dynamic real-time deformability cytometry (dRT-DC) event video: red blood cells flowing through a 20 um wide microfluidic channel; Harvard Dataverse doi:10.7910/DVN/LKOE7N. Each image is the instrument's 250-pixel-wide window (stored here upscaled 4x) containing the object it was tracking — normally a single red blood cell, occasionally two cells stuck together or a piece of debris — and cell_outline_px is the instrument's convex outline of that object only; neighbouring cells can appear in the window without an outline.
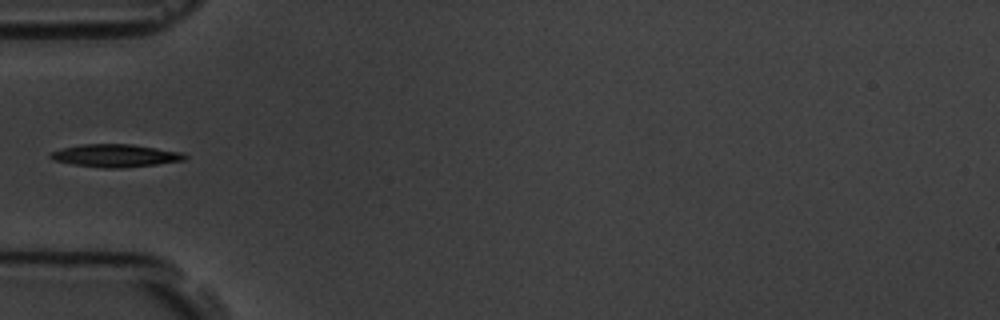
{"species": "common noctule bat (a hibernating species)", "species_latin": "Nyctalus noctula", "temperature_condition": "room temperature", "stored_images_in_passage": 9, "camera_frame_rate_fps": 3000, "um_per_image_px": 0.085, "animal": {"sex": "male", "body_mass_g": 19.5, "forearm_length_mm": 54.6}, "frame": {"image": 1, "passage_image": 6, "time_ms": 6.667, "image_size_px": [1000, 320], "cell_outline_px": [[188, 156], [184, 160], [156, 164], [120, 168], [104, 168], [72, 164], [52, 160], [48, 156], [52, 152], [64, 148], [84, 144], [132, 144], [184, 152]], "centroid_in_image_um": [9.84, 13.23], "position_along_channel_um": 75.2, "area_um2": 17.74}}
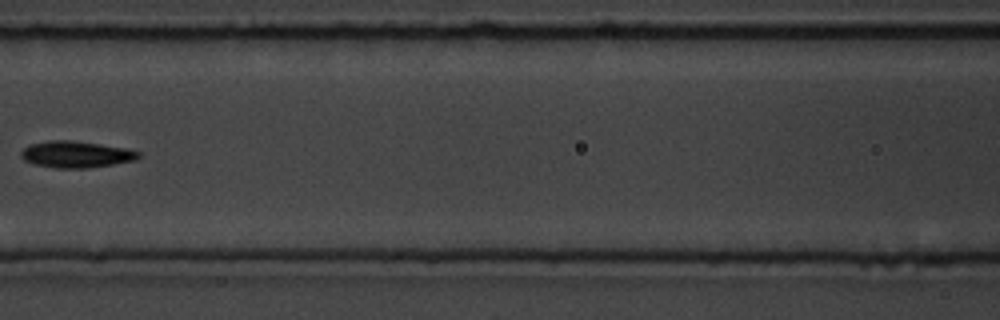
{"frame": {"image": 2, "passage_image": 8, "time_ms": 9.0, "image_size_px": [1000, 320], "cell_outline_px": [[140, 156], [136, 160], [88, 168], [56, 168], [36, 164], [24, 160], [20, 156], [20, 152], [24, 148], [32, 144], [52, 140], [72, 140], [124, 148], [140, 152]], "centroid_in_image_um": [6.46, 13.12], "position_along_channel_um": 160.1, "area_um2": 17.92}}
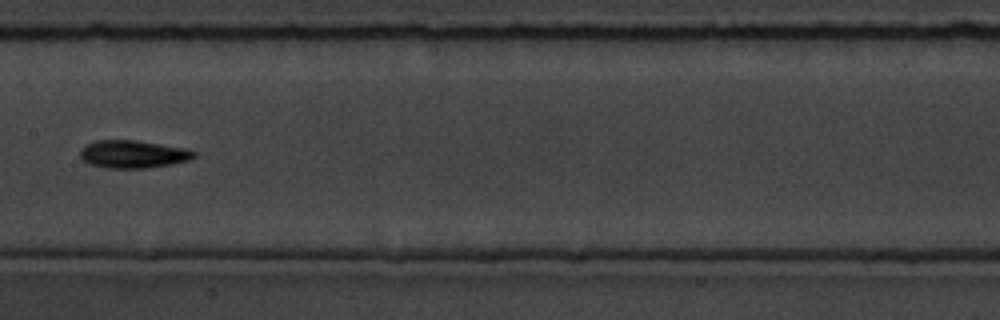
{"frame": {"image": 3, "passage_image": 9, "time_ms": 10.0, "image_size_px": [1000, 320], "cell_outline_px": [[196, 156], [188, 160], [172, 164], [148, 168], [104, 168], [88, 164], [80, 156], [80, 152], [88, 144], [96, 140], [136, 140], [188, 148], [196, 152]], "centroid_in_image_um": [11.34, 13.11], "position_along_channel_um": 196.1, "area_um2": 18.5}}